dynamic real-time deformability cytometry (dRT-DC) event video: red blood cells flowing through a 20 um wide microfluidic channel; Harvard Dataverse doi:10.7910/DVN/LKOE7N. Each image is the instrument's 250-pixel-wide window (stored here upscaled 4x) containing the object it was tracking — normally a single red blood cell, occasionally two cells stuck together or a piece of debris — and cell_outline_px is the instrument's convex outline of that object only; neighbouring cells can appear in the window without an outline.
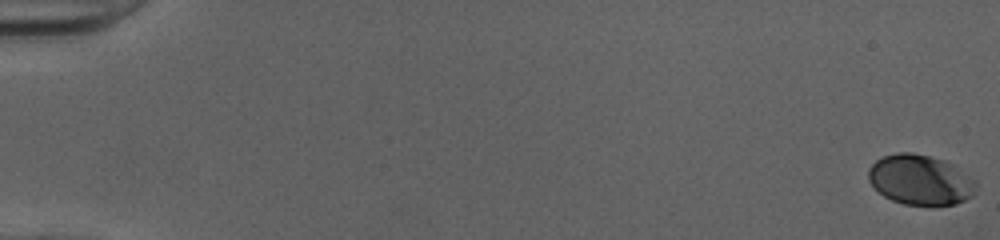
{"species": "human", "species_latin": "Homo sapiens", "temperature_condition": "cold", "stored_images_in_passage": 53, "camera_frame_rate_fps": 3000, "um_per_image_px": 0.085, "donor": {"sex": "female"}, "frame": {"image": 1, "passage_image": 1, "time_ms": 0.0, "image_size_px": [1000, 240], "cell_outline_px": [[976, 184], [972, 196], [956, 204], [904, 204], [892, 200], [884, 196], [868, 180], [868, 168], [876, 160], [884, 156], [896, 152], [912, 152], [944, 160], [952, 164], [976, 180]], "centroid_in_image_um": [78.21, 15.27], "position_along_channel_um": 6.8, "area_um2": 31.15}}
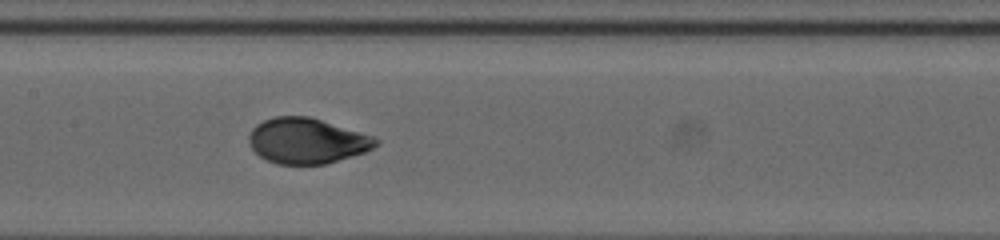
{"frame": {"image": 2, "passage_image": 28, "time_ms": 9.0, "image_size_px": [1000, 240], "cell_outline_px": [[380, 144], [364, 152], [352, 156], [324, 164], [276, 164], [260, 156], [248, 144], [248, 136], [252, 128], [256, 124], [264, 120], [276, 116], [308, 116], [372, 136], [380, 140]], "centroid_in_image_um": [26.06, 11.97], "position_along_channel_um": 181.3, "area_um2": 33.41}}
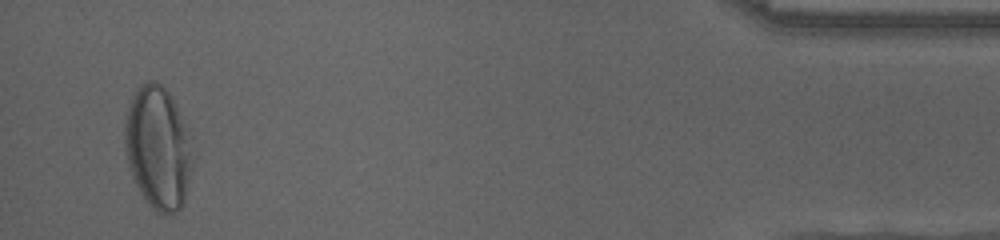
{"frame": {"image": 3, "passage_image": 51, "time_ms": 16.667, "image_size_px": [1000, 240], "cell_outline_px": [[192, 160], [184, 204], [172, 216], [168, 216], [156, 212], [152, 208], [140, 192], [128, 168], [124, 144], [124, 120], [132, 96], [136, 88], [148, 80], [156, 80], [172, 96], [176, 104], [184, 124]], "centroid_in_image_um": [13.38, 12.57], "position_along_channel_um": 421.8, "area_um2": 48.38}, "authors_computed_cell_mechanics": {"area_um2": 33.5818, "velocity_mm_per_s": 4.0293, "shape_relaxation_time_tau1_ms": 4.0557, "shape_relaxation_time_tau2_ms": null, "deformation_change_tau1": 0.1748, "deformation_change_tau2": null}}